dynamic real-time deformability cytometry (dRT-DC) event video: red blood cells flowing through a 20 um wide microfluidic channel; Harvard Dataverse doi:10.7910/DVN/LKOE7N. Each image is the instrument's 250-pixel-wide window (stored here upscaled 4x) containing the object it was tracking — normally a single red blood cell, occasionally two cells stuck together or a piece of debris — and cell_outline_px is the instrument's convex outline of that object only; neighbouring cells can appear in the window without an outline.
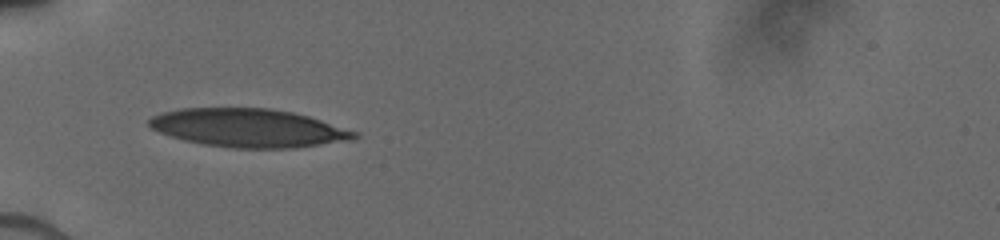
{"species": "human", "species_latin": "Homo sapiens", "temperature_condition": "cold", "stored_images_in_passage": 34, "camera_frame_rate_fps": 3000, "um_per_image_px": 0.085, "donor": {"sex": "male"}, "frame": {"image": 1, "passage_image": 1, "time_ms": 0.0, "image_size_px": [1000, 240], "cell_outline_px": [[360, 136], [352, 140], [292, 148], [232, 148], [204, 144], [184, 140], [160, 132], [152, 128], [148, 124], [148, 120], [152, 116], [160, 112], [180, 108], [268, 108], [292, 112], [308, 116], [356, 132]], "centroid_in_image_um": [21.09, 10.87], "position_along_channel_um": 63.9, "area_um2": 45.66}}
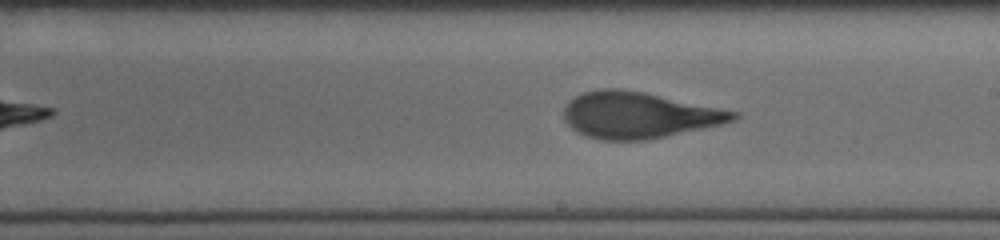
{"frame": {"image": 2, "passage_image": 16, "time_ms": 4.333, "image_size_px": [1000, 240], "cell_outline_px": [[740, 116], [732, 120], [720, 124], [648, 140], [604, 140], [588, 136], [576, 132], [564, 120], [564, 108], [568, 100], [584, 92], [600, 88], [620, 88], [644, 92], [740, 112]], "centroid_in_image_um": [54.26, 9.77], "position_along_channel_um": 234.7, "area_um2": 45.49}}
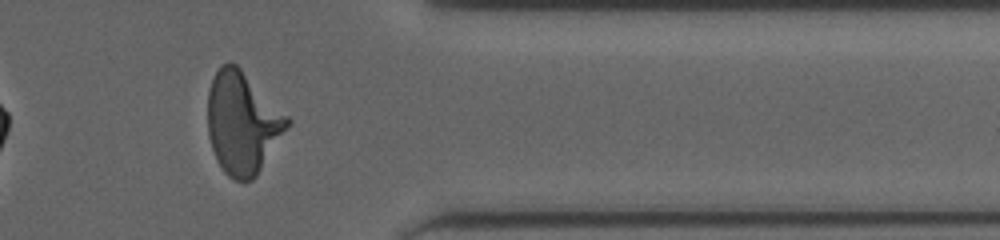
{"frame": {"image": 3, "passage_image": 31, "time_ms": 8.333, "image_size_px": [1000, 240], "cell_outline_px": [[292, 120], [256, 176], [252, 180], [236, 180], [228, 176], [224, 172], [216, 160], [208, 136], [208, 88], [220, 64], [228, 60], [232, 60]], "centroid_in_image_um": [20.58, 10.42], "position_along_channel_um": 390.8, "area_um2": 46.99}}